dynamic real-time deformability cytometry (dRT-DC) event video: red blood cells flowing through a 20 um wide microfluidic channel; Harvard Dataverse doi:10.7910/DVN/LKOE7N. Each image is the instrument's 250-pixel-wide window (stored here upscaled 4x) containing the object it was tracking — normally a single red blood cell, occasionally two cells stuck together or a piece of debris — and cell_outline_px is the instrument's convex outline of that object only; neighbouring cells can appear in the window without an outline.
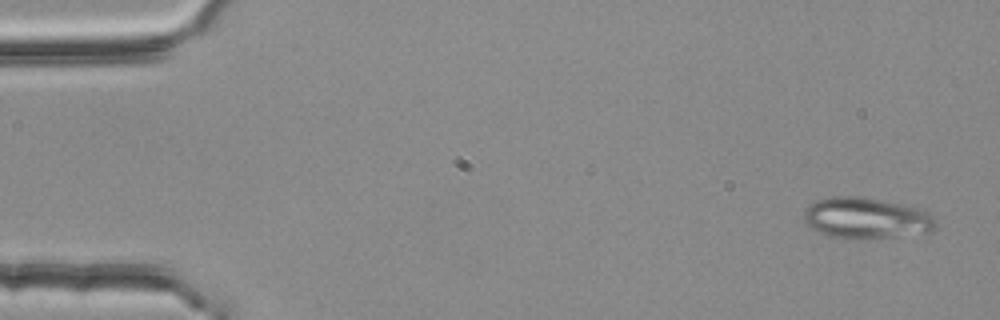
{"species": "common noctule bat (a hibernating species)", "species_latin": "Nyctalus noctula", "temperature_condition": "room temperature", "stored_images_in_passage": 53, "segment_of_instrument_passage": [1, 2], "camera_frame_rate_fps": 3000, "um_per_image_px": 0.085, "animal": {"sex": "female", "body_mass_g": 25.1}, "frame": {"image": 1, "passage_image": 1, "time_ms": 0.0, "image_size_px": [1000, 320], "cell_outline_px": [[936, 228], [932, 232], [856, 240], [828, 236], [812, 228], [804, 220], [804, 208], [816, 200], [828, 196], [864, 196], [924, 208], [936, 220]], "centroid_in_image_um": [73.65, 18.52], "position_along_channel_um": 11.3, "area_um2": 32.19}}